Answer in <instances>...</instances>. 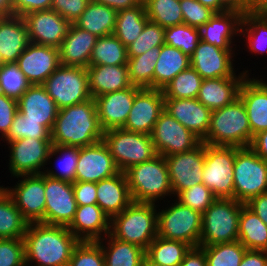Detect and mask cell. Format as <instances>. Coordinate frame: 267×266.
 Returning <instances> with one entry per match:
<instances>
[{"instance_id": "obj_71", "label": "cell", "mask_w": 267, "mask_h": 266, "mask_svg": "<svg viewBox=\"0 0 267 266\" xmlns=\"http://www.w3.org/2000/svg\"><path fill=\"white\" fill-rule=\"evenodd\" d=\"M5 189L3 185H0V193Z\"/></svg>"}, {"instance_id": "obj_25", "label": "cell", "mask_w": 267, "mask_h": 266, "mask_svg": "<svg viewBox=\"0 0 267 266\" xmlns=\"http://www.w3.org/2000/svg\"><path fill=\"white\" fill-rule=\"evenodd\" d=\"M164 110L203 141L210 126L212 111L197 98L164 99Z\"/></svg>"}, {"instance_id": "obj_57", "label": "cell", "mask_w": 267, "mask_h": 266, "mask_svg": "<svg viewBox=\"0 0 267 266\" xmlns=\"http://www.w3.org/2000/svg\"><path fill=\"white\" fill-rule=\"evenodd\" d=\"M73 190L77 205L97 204V183L75 181Z\"/></svg>"}, {"instance_id": "obj_12", "label": "cell", "mask_w": 267, "mask_h": 266, "mask_svg": "<svg viewBox=\"0 0 267 266\" xmlns=\"http://www.w3.org/2000/svg\"><path fill=\"white\" fill-rule=\"evenodd\" d=\"M10 177L41 174L48 163L51 140L22 138L7 143Z\"/></svg>"}, {"instance_id": "obj_3", "label": "cell", "mask_w": 267, "mask_h": 266, "mask_svg": "<svg viewBox=\"0 0 267 266\" xmlns=\"http://www.w3.org/2000/svg\"><path fill=\"white\" fill-rule=\"evenodd\" d=\"M124 173L133 202L163 204L160 201L167 202V196L169 199L173 198L164 156L156 155L147 162L132 166Z\"/></svg>"}, {"instance_id": "obj_31", "label": "cell", "mask_w": 267, "mask_h": 266, "mask_svg": "<svg viewBox=\"0 0 267 266\" xmlns=\"http://www.w3.org/2000/svg\"><path fill=\"white\" fill-rule=\"evenodd\" d=\"M29 44L30 39L23 17H0V54L5 64L16 63Z\"/></svg>"}, {"instance_id": "obj_1", "label": "cell", "mask_w": 267, "mask_h": 266, "mask_svg": "<svg viewBox=\"0 0 267 266\" xmlns=\"http://www.w3.org/2000/svg\"><path fill=\"white\" fill-rule=\"evenodd\" d=\"M23 240L26 266H68L79 243L66 226L43 223H29Z\"/></svg>"}, {"instance_id": "obj_5", "label": "cell", "mask_w": 267, "mask_h": 266, "mask_svg": "<svg viewBox=\"0 0 267 266\" xmlns=\"http://www.w3.org/2000/svg\"><path fill=\"white\" fill-rule=\"evenodd\" d=\"M109 234L146 251L157 237V204L132 202L110 219Z\"/></svg>"}, {"instance_id": "obj_46", "label": "cell", "mask_w": 267, "mask_h": 266, "mask_svg": "<svg viewBox=\"0 0 267 266\" xmlns=\"http://www.w3.org/2000/svg\"><path fill=\"white\" fill-rule=\"evenodd\" d=\"M199 247L205 252L207 266H239L247 250L239 240Z\"/></svg>"}, {"instance_id": "obj_63", "label": "cell", "mask_w": 267, "mask_h": 266, "mask_svg": "<svg viewBox=\"0 0 267 266\" xmlns=\"http://www.w3.org/2000/svg\"><path fill=\"white\" fill-rule=\"evenodd\" d=\"M97 3L106 5L116 11L129 9L138 6L143 0H93Z\"/></svg>"}, {"instance_id": "obj_54", "label": "cell", "mask_w": 267, "mask_h": 266, "mask_svg": "<svg viewBox=\"0 0 267 266\" xmlns=\"http://www.w3.org/2000/svg\"><path fill=\"white\" fill-rule=\"evenodd\" d=\"M183 20L186 25L201 28L215 14L197 0H180Z\"/></svg>"}, {"instance_id": "obj_51", "label": "cell", "mask_w": 267, "mask_h": 266, "mask_svg": "<svg viewBox=\"0 0 267 266\" xmlns=\"http://www.w3.org/2000/svg\"><path fill=\"white\" fill-rule=\"evenodd\" d=\"M68 266H105L101 245L97 241H79Z\"/></svg>"}, {"instance_id": "obj_9", "label": "cell", "mask_w": 267, "mask_h": 266, "mask_svg": "<svg viewBox=\"0 0 267 266\" xmlns=\"http://www.w3.org/2000/svg\"><path fill=\"white\" fill-rule=\"evenodd\" d=\"M233 174L235 200L245 204L267 192L266 161L251 147H236Z\"/></svg>"}, {"instance_id": "obj_70", "label": "cell", "mask_w": 267, "mask_h": 266, "mask_svg": "<svg viewBox=\"0 0 267 266\" xmlns=\"http://www.w3.org/2000/svg\"><path fill=\"white\" fill-rule=\"evenodd\" d=\"M4 61H3V58L1 57V54H0V67H2L4 65Z\"/></svg>"}, {"instance_id": "obj_49", "label": "cell", "mask_w": 267, "mask_h": 266, "mask_svg": "<svg viewBox=\"0 0 267 266\" xmlns=\"http://www.w3.org/2000/svg\"><path fill=\"white\" fill-rule=\"evenodd\" d=\"M165 28L150 20L147 21L140 36L127 47V57H136L154 47L165 44Z\"/></svg>"}, {"instance_id": "obj_32", "label": "cell", "mask_w": 267, "mask_h": 266, "mask_svg": "<svg viewBox=\"0 0 267 266\" xmlns=\"http://www.w3.org/2000/svg\"><path fill=\"white\" fill-rule=\"evenodd\" d=\"M92 98L132 86L128 65H95L86 68Z\"/></svg>"}, {"instance_id": "obj_16", "label": "cell", "mask_w": 267, "mask_h": 266, "mask_svg": "<svg viewBox=\"0 0 267 266\" xmlns=\"http://www.w3.org/2000/svg\"><path fill=\"white\" fill-rule=\"evenodd\" d=\"M44 224L68 227L77 210L73 183L45 175Z\"/></svg>"}, {"instance_id": "obj_60", "label": "cell", "mask_w": 267, "mask_h": 266, "mask_svg": "<svg viewBox=\"0 0 267 266\" xmlns=\"http://www.w3.org/2000/svg\"><path fill=\"white\" fill-rule=\"evenodd\" d=\"M239 266H267V251L247 249Z\"/></svg>"}, {"instance_id": "obj_26", "label": "cell", "mask_w": 267, "mask_h": 266, "mask_svg": "<svg viewBox=\"0 0 267 266\" xmlns=\"http://www.w3.org/2000/svg\"><path fill=\"white\" fill-rule=\"evenodd\" d=\"M17 101L18 111L24 119L41 121L51 133L59 109L43 85H30Z\"/></svg>"}, {"instance_id": "obj_64", "label": "cell", "mask_w": 267, "mask_h": 266, "mask_svg": "<svg viewBox=\"0 0 267 266\" xmlns=\"http://www.w3.org/2000/svg\"><path fill=\"white\" fill-rule=\"evenodd\" d=\"M251 14L264 15L267 13V0H247V11Z\"/></svg>"}, {"instance_id": "obj_50", "label": "cell", "mask_w": 267, "mask_h": 266, "mask_svg": "<svg viewBox=\"0 0 267 266\" xmlns=\"http://www.w3.org/2000/svg\"><path fill=\"white\" fill-rule=\"evenodd\" d=\"M29 87L30 83L15 63L0 67L1 93L18 100Z\"/></svg>"}, {"instance_id": "obj_18", "label": "cell", "mask_w": 267, "mask_h": 266, "mask_svg": "<svg viewBox=\"0 0 267 266\" xmlns=\"http://www.w3.org/2000/svg\"><path fill=\"white\" fill-rule=\"evenodd\" d=\"M163 111V90L141 88L135 95L132 109L123 129L151 135L155 123Z\"/></svg>"}, {"instance_id": "obj_19", "label": "cell", "mask_w": 267, "mask_h": 266, "mask_svg": "<svg viewBox=\"0 0 267 266\" xmlns=\"http://www.w3.org/2000/svg\"><path fill=\"white\" fill-rule=\"evenodd\" d=\"M30 42L59 48L71 23L53 9L31 12L22 16Z\"/></svg>"}, {"instance_id": "obj_40", "label": "cell", "mask_w": 267, "mask_h": 266, "mask_svg": "<svg viewBox=\"0 0 267 266\" xmlns=\"http://www.w3.org/2000/svg\"><path fill=\"white\" fill-rule=\"evenodd\" d=\"M29 222L16 207L11 195L4 189L0 193V239L23 238Z\"/></svg>"}, {"instance_id": "obj_29", "label": "cell", "mask_w": 267, "mask_h": 266, "mask_svg": "<svg viewBox=\"0 0 267 266\" xmlns=\"http://www.w3.org/2000/svg\"><path fill=\"white\" fill-rule=\"evenodd\" d=\"M96 191L97 204L110 219L133 202L125 173L121 171L97 182Z\"/></svg>"}, {"instance_id": "obj_14", "label": "cell", "mask_w": 267, "mask_h": 266, "mask_svg": "<svg viewBox=\"0 0 267 266\" xmlns=\"http://www.w3.org/2000/svg\"><path fill=\"white\" fill-rule=\"evenodd\" d=\"M151 137L155 151L164 157L191 151L202 142L165 110L158 117Z\"/></svg>"}, {"instance_id": "obj_33", "label": "cell", "mask_w": 267, "mask_h": 266, "mask_svg": "<svg viewBox=\"0 0 267 266\" xmlns=\"http://www.w3.org/2000/svg\"><path fill=\"white\" fill-rule=\"evenodd\" d=\"M97 242L101 245L105 266H143L146 251L141 247L120 241L110 234Z\"/></svg>"}, {"instance_id": "obj_42", "label": "cell", "mask_w": 267, "mask_h": 266, "mask_svg": "<svg viewBox=\"0 0 267 266\" xmlns=\"http://www.w3.org/2000/svg\"><path fill=\"white\" fill-rule=\"evenodd\" d=\"M127 61V47L114 34H111L97 38L89 66L126 65Z\"/></svg>"}, {"instance_id": "obj_68", "label": "cell", "mask_w": 267, "mask_h": 266, "mask_svg": "<svg viewBox=\"0 0 267 266\" xmlns=\"http://www.w3.org/2000/svg\"><path fill=\"white\" fill-rule=\"evenodd\" d=\"M143 266H162V265H157L155 263H152L147 257L144 260Z\"/></svg>"}, {"instance_id": "obj_20", "label": "cell", "mask_w": 267, "mask_h": 266, "mask_svg": "<svg viewBox=\"0 0 267 266\" xmlns=\"http://www.w3.org/2000/svg\"><path fill=\"white\" fill-rule=\"evenodd\" d=\"M15 64L30 85H42L61 65L59 48L30 42Z\"/></svg>"}, {"instance_id": "obj_37", "label": "cell", "mask_w": 267, "mask_h": 266, "mask_svg": "<svg viewBox=\"0 0 267 266\" xmlns=\"http://www.w3.org/2000/svg\"><path fill=\"white\" fill-rule=\"evenodd\" d=\"M240 39L245 41L243 45L249 54L260 55V58L267 55V18L245 12L240 25Z\"/></svg>"}, {"instance_id": "obj_35", "label": "cell", "mask_w": 267, "mask_h": 266, "mask_svg": "<svg viewBox=\"0 0 267 266\" xmlns=\"http://www.w3.org/2000/svg\"><path fill=\"white\" fill-rule=\"evenodd\" d=\"M117 13L118 11L111 7L90 0L86 9L74 24L98 38L111 35L115 29Z\"/></svg>"}, {"instance_id": "obj_39", "label": "cell", "mask_w": 267, "mask_h": 266, "mask_svg": "<svg viewBox=\"0 0 267 266\" xmlns=\"http://www.w3.org/2000/svg\"><path fill=\"white\" fill-rule=\"evenodd\" d=\"M78 156L79 147L52 145V148L50 149L48 155L49 163L47 165H51V160L56 158L57 161L53 160L54 162H56V166L53 165V168L52 166L46 167L44 174L52 178L74 183Z\"/></svg>"}, {"instance_id": "obj_6", "label": "cell", "mask_w": 267, "mask_h": 266, "mask_svg": "<svg viewBox=\"0 0 267 266\" xmlns=\"http://www.w3.org/2000/svg\"><path fill=\"white\" fill-rule=\"evenodd\" d=\"M172 200L165 207L157 204V236L166 240L182 241L192 248L199 247L202 214L184 206L175 198Z\"/></svg>"}, {"instance_id": "obj_7", "label": "cell", "mask_w": 267, "mask_h": 266, "mask_svg": "<svg viewBox=\"0 0 267 266\" xmlns=\"http://www.w3.org/2000/svg\"><path fill=\"white\" fill-rule=\"evenodd\" d=\"M244 205L232 198H216L202 214L199 246L237 241L239 216Z\"/></svg>"}, {"instance_id": "obj_45", "label": "cell", "mask_w": 267, "mask_h": 266, "mask_svg": "<svg viewBox=\"0 0 267 266\" xmlns=\"http://www.w3.org/2000/svg\"><path fill=\"white\" fill-rule=\"evenodd\" d=\"M203 78L191 66L180 72L164 88V99H192L197 98Z\"/></svg>"}, {"instance_id": "obj_48", "label": "cell", "mask_w": 267, "mask_h": 266, "mask_svg": "<svg viewBox=\"0 0 267 266\" xmlns=\"http://www.w3.org/2000/svg\"><path fill=\"white\" fill-rule=\"evenodd\" d=\"M22 138L51 140V133L41 124V121L24 119L18 111L3 142H11Z\"/></svg>"}, {"instance_id": "obj_53", "label": "cell", "mask_w": 267, "mask_h": 266, "mask_svg": "<svg viewBox=\"0 0 267 266\" xmlns=\"http://www.w3.org/2000/svg\"><path fill=\"white\" fill-rule=\"evenodd\" d=\"M0 266H26L23 238L0 239Z\"/></svg>"}, {"instance_id": "obj_44", "label": "cell", "mask_w": 267, "mask_h": 266, "mask_svg": "<svg viewBox=\"0 0 267 266\" xmlns=\"http://www.w3.org/2000/svg\"><path fill=\"white\" fill-rule=\"evenodd\" d=\"M148 19L163 28L184 23L180 0H143Z\"/></svg>"}, {"instance_id": "obj_47", "label": "cell", "mask_w": 267, "mask_h": 266, "mask_svg": "<svg viewBox=\"0 0 267 266\" xmlns=\"http://www.w3.org/2000/svg\"><path fill=\"white\" fill-rule=\"evenodd\" d=\"M164 38L165 44L180 49L191 57L201 40L200 29L182 23L165 28Z\"/></svg>"}, {"instance_id": "obj_52", "label": "cell", "mask_w": 267, "mask_h": 266, "mask_svg": "<svg viewBox=\"0 0 267 266\" xmlns=\"http://www.w3.org/2000/svg\"><path fill=\"white\" fill-rule=\"evenodd\" d=\"M175 199L184 206L203 214L214 202L216 197L203 183H199L191 188L181 191Z\"/></svg>"}, {"instance_id": "obj_27", "label": "cell", "mask_w": 267, "mask_h": 266, "mask_svg": "<svg viewBox=\"0 0 267 266\" xmlns=\"http://www.w3.org/2000/svg\"><path fill=\"white\" fill-rule=\"evenodd\" d=\"M67 228L79 241H98L110 233V218L98 204L78 205Z\"/></svg>"}, {"instance_id": "obj_67", "label": "cell", "mask_w": 267, "mask_h": 266, "mask_svg": "<svg viewBox=\"0 0 267 266\" xmlns=\"http://www.w3.org/2000/svg\"><path fill=\"white\" fill-rule=\"evenodd\" d=\"M11 0H0V17L13 16Z\"/></svg>"}, {"instance_id": "obj_21", "label": "cell", "mask_w": 267, "mask_h": 266, "mask_svg": "<svg viewBox=\"0 0 267 266\" xmlns=\"http://www.w3.org/2000/svg\"><path fill=\"white\" fill-rule=\"evenodd\" d=\"M119 172L103 140L79 148L75 181L99 182Z\"/></svg>"}, {"instance_id": "obj_43", "label": "cell", "mask_w": 267, "mask_h": 266, "mask_svg": "<svg viewBox=\"0 0 267 266\" xmlns=\"http://www.w3.org/2000/svg\"><path fill=\"white\" fill-rule=\"evenodd\" d=\"M160 47L147 50L136 57H128L129 79L132 85L140 88H154V71Z\"/></svg>"}, {"instance_id": "obj_38", "label": "cell", "mask_w": 267, "mask_h": 266, "mask_svg": "<svg viewBox=\"0 0 267 266\" xmlns=\"http://www.w3.org/2000/svg\"><path fill=\"white\" fill-rule=\"evenodd\" d=\"M148 20L143 1L134 8L119 10L113 34L128 47L140 36Z\"/></svg>"}, {"instance_id": "obj_30", "label": "cell", "mask_w": 267, "mask_h": 266, "mask_svg": "<svg viewBox=\"0 0 267 266\" xmlns=\"http://www.w3.org/2000/svg\"><path fill=\"white\" fill-rule=\"evenodd\" d=\"M97 36L80 29L74 23L59 47L60 64L87 68Z\"/></svg>"}, {"instance_id": "obj_65", "label": "cell", "mask_w": 267, "mask_h": 266, "mask_svg": "<svg viewBox=\"0 0 267 266\" xmlns=\"http://www.w3.org/2000/svg\"><path fill=\"white\" fill-rule=\"evenodd\" d=\"M220 3L227 9L238 11L244 14L247 11V0H219Z\"/></svg>"}, {"instance_id": "obj_56", "label": "cell", "mask_w": 267, "mask_h": 266, "mask_svg": "<svg viewBox=\"0 0 267 266\" xmlns=\"http://www.w3.org/2000/svg\"><path fill=\"white\" fill-rule=\"evenodd\" d=\"M17 112V99L0 92V141L7 135Z\"/></svg>"}, {"instance_id": "obj_59", "label": "cell", "mask_w": 267, "mask_h": 266, "mask_svg": "<svg viewBox=\"0 0 267 266\" xmlns=\"http://www.w3.org/2000/svg\"><path fill=\"white\" fill-rule=\"evenodd\" d=\"M245 205L267 225V192L252 197Z\"/></svg>"}, {"instance_id": "obj_61", "label": "cell", "mask_w": 267, "mask_h": 266, "mask_svg": "<svg viewBox=\"0 0 267 266\" xmlns=\"http://www.w3.org/2000/svg\"><path fill=\"white\" fill-rule=\"evenodd\" d=\"M180 266H207L205 252L201 247H194L185 255Z\"/></svg>"}, {"instance_id": "obj_28", "label": "cell", "mask_w": 267, "mask_h": 266, "mask_svg": "<svg viewBox=\"0 0 267 266\" xmlns=\"http://www.w3.org/2000/svg\"><path fill=\"white\" fill-rule=\"evenodd\" d=\"M239 98L245 105L253 140L254 135L267 130V87L248 75L241 84Z\"/></svg>"}, {"instance_id": "obj_22", "label": "cell", "mask_w": 267, "mask_h": 266, "mask_svg": "<svg viewBox=\"0 0 267 266\" xmlns=\"http://www.w3.org/2000/svg\"><path fill=\"white\" fill-rule=\"evenodd\" d=\"M140 89V87L132 85L94 98L98 121L103 131L124 127L135 95Z\"/></svg>"}, {"instance_id": "obj_23", "label": "cell", "mask_w": 267, "mask_h": 266, "mask_svg": "<svg viewBox=\"0 0 267 266\" xmlns=\"http://www.w3.org/2000/svg\"><path fill=\"white\" fill-rule=\"evenodd\" d=\"M242 16L241 12L232 10L215 13L208 22L199 28L201 40L224 50H237L239 52L235 42L240 37Z\"/></svg>"}, {"instance_id": "obj_69", "label": "cell", "mask_w": 267, "mask_h": 266, "mask_svg": "<svg viewBox=\"0 0 267 266\" xmlns=\"http://www.w3.org/2000/svg\"><path fill=\"white\" fill-rule=\"evenodd\" d=\"M259 77H262V76H259V75H258V77L255 76V78H256L262 85H264V86L267 87V80L265 81V76L262 77V78H260V79H258Z\"/></svg>"}, {"instance_id": "obj_34", "label": "cell", "mask_w": 267, "mask_h": 266, "mask_svg": "<svg viewBox=\"0 0 267 266\" xmlns=\"http://www.w3.org/2000/svg\"><path fill=\"white\" fill-rule=\"evenodd\" d=\"M190 66L189 56L180 49L163 44L154 71V89H164L174 77Z\"/></svg>"}, {"instance_id": "obj_55", "label": "cell", "mask_w": 267, "mask_h": 266, "mask_svg": "<svg viewBox=\"0 0 267 266\" xmlns=\"http://www.w3.org/2000/svg\"><path fill=\"white\" fill-rule=\"evenodd\" d=\"M90 0H52L54 11L58 12L64 19L74 23L84 12Z\"/></svg>"}, {"instance_id": "obj_10", "label": "cell", "mask_w": 267, "mask_h": 266, "mask_svg": "<svg viewBox=\"0 0 267 266\" xmlns=\"http://www.w3.org/2000/svg\"><path fill=\"white\" fill-rule=\"evenodd\" d=\"M42 85L58 109L92 98L87 70L83 67L60 65Z\"/></svg>"}, {"instance_id": "obj_2", "label": "cell", "mask_w": 267, "mask_h": 266, "mask_svg": "<svg viewBox=\"0 0 267 266\" xmlns=\"http://www.w3.org/2000/svg\"><path fill=\"white\" fill-rule=\"evenodd\" d=\"M103 140L94 98L58 110L51 131L52 145L84 147Z\"/></svg>"}, {"instance_id": "obj_15", "label": "cell", "mask_w": 267, "mask_h": 266, "mask_svg": "<svg viewBox=\"0 0 267 266\" xmlns=\"http://www.w3.org/2000/svg\"><path fill=\"white\" fill-rule=\"evenodd\" d=\"M169 180L175 198L181 191L202 183L205 164V143L188 152L165 156Z\"/></svg>"}, {"instance_id": "obj_66", "label": "cell", "mask_w": 267, "mask_h": 266, "mask_svg": "<svg viewBox=\"0 0 267 266\" xmlns=\"http://www.w3.org/2000/svg\"><path fill=\"white\" fill-rule=\"evenodd\" d=\"M197 1H199L202 5L210 8L215 13H221L227 11V9L220 3L219 0H197Z\"/></svg>"}, {"instance_id": "obj_41", "label": "cell", "mask_w": 267, "mask_h": 266, "mask_svg": "<svg viewBox=\"0 0 267 266\" xmlns=\"http://www.w3.org/2000/svg\"><path fill=\"white\" fill-rule=\"evenodd\" d=\"M191 248L182 241L166 240L157 236L148 246L146 257L157 265L180 266Z\"/></svg>"}, {"instance_id": "obj_13", "label": "cell", "mask_w": 267, "mask_h": 266, "mask_svg": "<svg viewBox=\"0 0 267 266\" xmlns=\"http://www.w3.org/2000/svg\"><path fill=\"white\" fill-rule=\"evenodd\" d=\"M13 186L5 187L16 207L29 223H43L45 213V174H30L14 177Z\"/></svg>"}, {"instance_id": "obj_58", "label": "cell", "mask_w": 267, "mask_h": 266, "mask_svg": "<svg viewBox=\"0 0 267 266\" xmlns=\"http://www.w3.org/2000/svg\"><path fill=\"white\" fill-rule=\"evenodd\" d=\"M15 16H23L35 11L48 10L52 7V0H11Z\"/></svg>"}, {"instance_id": "obj_62", "label": "cell", "mask_w": 267, "mask_h": 266, "mask_svg": "<svg viewBox=\"0 0 267 266\" xmlns=\"http://www.w3.org/2000/svg\"><path fill=\"white\" fill-rule=\"evenodd\" d=\"M250 147L258 156L267 161V130L254 135Z\"/></svg>"}, {"instance_id": "obj_24", "label": "cell", "mask_w": 267, "mask_h": 266, "mask_svg": "<svg viewBox=\"0 0 267 266\" xmlns=\"http://www.w3.org/2000/svg\"><path fill=\"white\" fill-rule=\"evenodd\" d=\"M251 71L243 68V71H238L234 77L204 79L197 95L198 101L211 111L233 103L239 98L240 87L245 78L255 75L251 74Z\"/></svg>"}, {"instance_id": "obj_8", "label": "cell", "mask_w": 267, "mask_h": 266, "mask_svg": "<svg viewBox=\"0 0 267 266\" xmlns=\"http://www.w3.org/2000/svg\"><path fill=\"white\" fill-rule=\"evenodd\" d=\"M103 141L121 172L158 155L149 134L136 133L123 128L111 129L103 131Z\"/></svg>"}, {"instance_id": "obj_4", "label": "cell", "mask_w": 267, "mask_h": 266, "mask_svg": "<svg viewBox=\"0 0 267 266\" xmlns=\"http://www.w3.org/2000/svg\"><path fill=\"white\" fill-rule=\"evenodd\" d=\"M202 142L211 146L250 147L252 132L245 105L240 98L212 111L209 130Z\"/></svg>"}, {"instance_id": "obj_36", "label": "cell", "mask_w": 267, "mask_h": 266, "mask_svg": "<svg viewBox=\"0 0 267 266\" xmlns=\"http://www.w3.org/2000/svg\"><path fill=\"white\" fill-rule=\"evenodd\" d=\"M238 240L246 249L267 251V225L246 205L239 216Z\"/></svg>"}, {"instance_id": "obj_11", "label": "cell", "mask_w": 267, "mask_h": 266, "mask_svg": "<svg viewBox=\"0 0 267 266\" xmlns=\"http://www.w3.org/2000/svg\"><path fill=\"white\" fill-rule=\"evenodd\" d=\"M236 146L205 144V164L202 183L216 198L234 199V160Z\"/></svg>"}, {"instance_id": "obj_17", "label": "cell", "mask_w": 267, "mask_h": 266, "mask_svg": "<svg viewBox=\"0 0 267 266\" xmlns=\"http://www.w3.org/2000/svg\"><path fill=\"white\" fill-rule=\"evenodd\" d=\"M237 54L239 53L236 50H224L200 40L193 55L190 57L191 67L203 79L234 77L238 73L236 71L240 69L238 67L235 68Z\"/></svg>"}]
</instances>
